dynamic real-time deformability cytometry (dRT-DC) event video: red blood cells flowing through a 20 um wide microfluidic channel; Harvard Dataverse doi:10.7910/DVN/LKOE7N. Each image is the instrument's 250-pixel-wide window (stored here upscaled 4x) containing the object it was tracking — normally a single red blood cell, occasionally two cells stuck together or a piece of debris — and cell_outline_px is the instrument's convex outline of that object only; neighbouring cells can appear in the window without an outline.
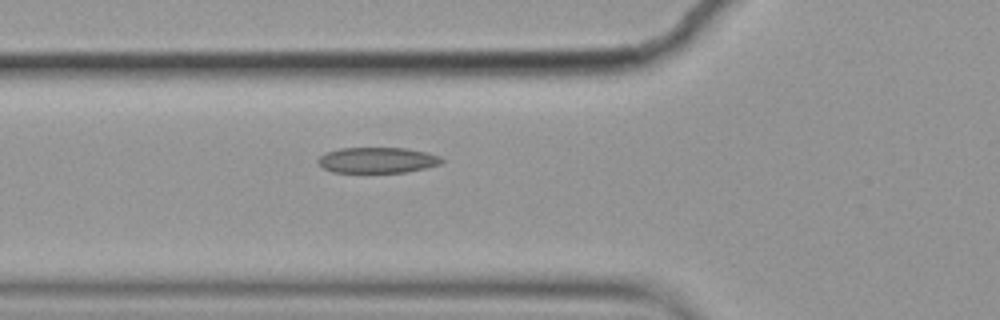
{"species": "common noctule bat (a hibernating species)", "species_latin": "Nyctalus noctula", "temperature_condition": "cold", "stored_images_in_passage": 3, "camera_frame_rate_fps": 3000, "um_per_image_px": 0.085, "animal": {"sex": "female", "body_mass_g": 19.9}, "frame": {"image": 1, "passage_image": 3, "time_ms": 0.667, "image_size_px": [1000, 320], "cell_outline_px": [[444, 160], [440, 164], [424, 168], [404, 172], [332, 172], [324, 168], [316, 160], [324, 152], [340, 148], [404, 148], [428, 152], [440, 156]], "centroid_in_image_um": [32.06, 13.6], "position_along_channel_um": 93.7, "area_um2": 18.5}}